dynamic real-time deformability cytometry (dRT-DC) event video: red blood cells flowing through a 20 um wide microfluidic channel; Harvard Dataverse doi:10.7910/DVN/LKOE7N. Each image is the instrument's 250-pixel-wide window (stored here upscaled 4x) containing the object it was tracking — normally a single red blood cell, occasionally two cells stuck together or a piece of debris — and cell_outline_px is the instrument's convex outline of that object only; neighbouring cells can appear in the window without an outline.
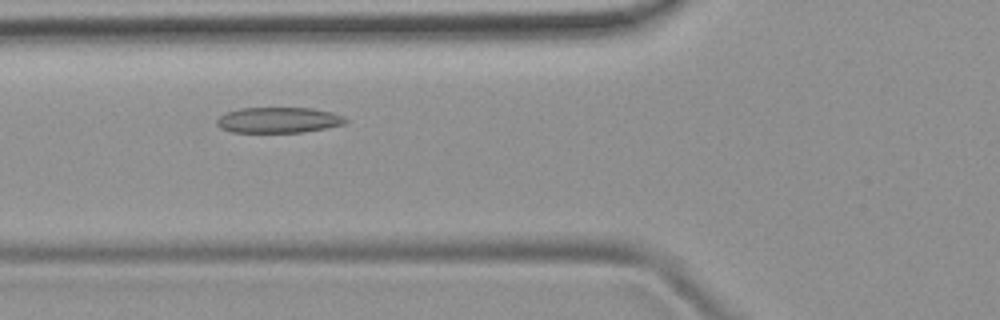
{"species": "common noctule bat (a hibernating species)", "species_latin": "Nyctalus noctula", "temperature_condition": "room temperature", "stored_images_in_passage": 45, "camera_frame_rate_fps": 3000, "um_per_image_px": 0.085, "animal": {"sex": "female", "body_mass_g": 19.9}, "frame": {"image": 1, "passage_image": 13, "time_ms": 4.0, "image_size_px": [1000, 320], "cell_outline_px": [[348, 120], [344, 124], [304, 132], [232, 132], [220, 128], [216, 124], [216, 120], [224, 112], [240, 108], [312, 108], [332, 112]], "centroid_in_image_um": [23.62, 10.2], "position_along_channel_um": 102.2, "area_um2": 19.19}}
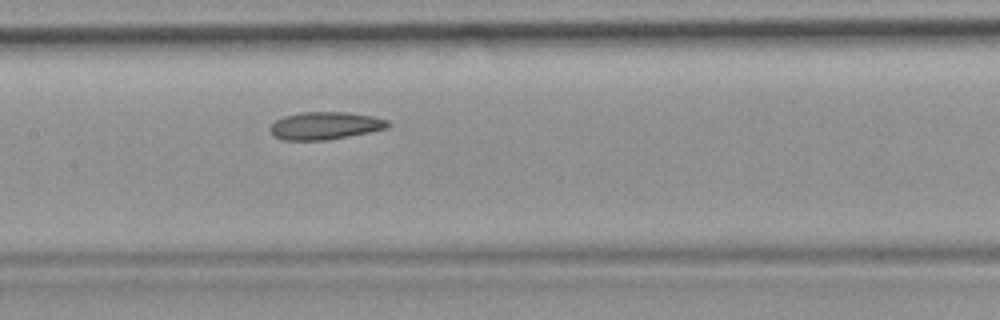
{"frame": {"image": 2, "passage_image": 19, "time_ms": 6.0, "image_size_px": [1000, 320], "cell_outline_px": [[392, 124], [388, 128], [328, 140], [280, 140], [272, 136], [268, 128], [276, 120], [284, 116], [300, 112], [348, 112], [372, 116], [388, 120]], "centroid_in_image_um": [27.61, 10.68], "position_along_channel_um": 179.8, "area_um2": 19.13}}
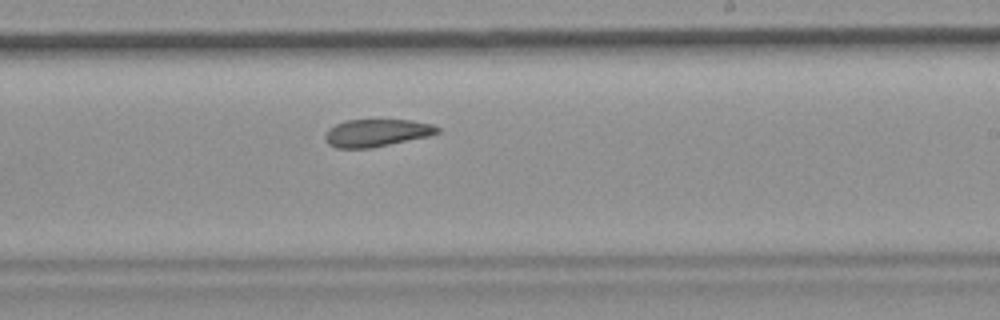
{"frame": {"image": 3, "passage_image": 25, "time_ms": 8.0, "image_size_px": [1000, 320], "cell_outline_px": [[440, 132], [428, 136], [372, 148], [336, 148], [328, 144], [324, 136], [328, 128], [344, 120], [412, 120], [432, 124], [440, 128]], "centroid_in_image_um": [32.0, 11.29], "position_along_channel_um": 257.0, "area_um2": 18.03}, "authors_computed_cell_mechanics": {"area_um2": 19.7676, "velocity_mm_per_s": 3.88, "shape_relaxation_time_tau1_ms": null, "shape_relaxation_time_tau2_ms": 3.0425, "deformation_change_tau1": null, "deformation_change_tau2": 0.0769}}